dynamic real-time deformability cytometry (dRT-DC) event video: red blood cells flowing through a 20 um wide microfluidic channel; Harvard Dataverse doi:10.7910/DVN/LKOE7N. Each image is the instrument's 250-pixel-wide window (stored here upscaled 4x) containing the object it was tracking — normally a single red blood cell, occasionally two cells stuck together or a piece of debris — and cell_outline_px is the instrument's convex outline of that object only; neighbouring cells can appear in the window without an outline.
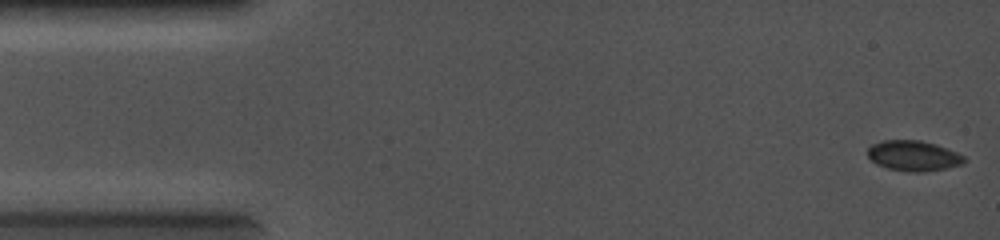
{"species": "common noctule bat (a hibernating species)", "species_latin": "Nyctalus noctula", "temperature_condition": "cold", "stored_images_in_passage": 66, "camera_frame_rate_fps": 5000, "um_per_image_px": 0.085, "animal": {"sex": "female", "body_mass_g": 19.0, "forearm_length_mm": 56.7}, "frame": {"image": 1, "passage_image": 1, "time_ms": 0.0, "image_size_px": [1000, 240], "cell_outline_px": [[968, 160], [964, 164], [924, 172], [908, 172], [888, 168], [876, 164], [868, 156], [868, 148], [872, 144], [884, 140], [920, 140], [936, 144], [956, 152], [964, 156]], "centroid_in_image_um": [77.66, 13.24], "position_along_channel_um": 7.3, "area_um2": 17.11}}
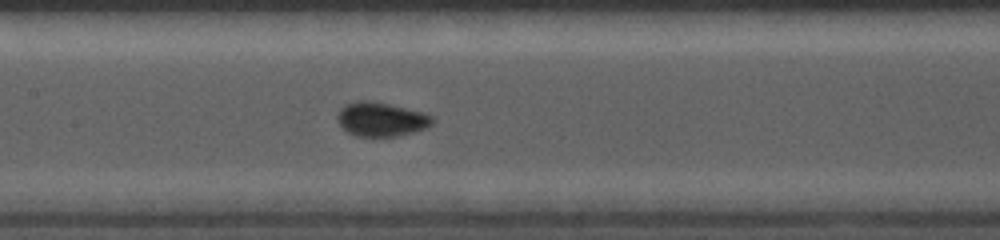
{"frame": {"image": 2, "passage_image": 31, "time_ms": 6.0, "image_size_px": [1000, 240], "cell_outline_px": [[436, 120], [428, 128], [400, 136], [356, 136], [348, 132], [336, 120], [336, 116], [340, 108], [344, 104], [356, 100], [372, 100], [420, 112], [432, 116]], "centroid_in_image_um": [32.38, 10.13], "position_along_channel_um": 175.0, "area_um2": 19.02}}
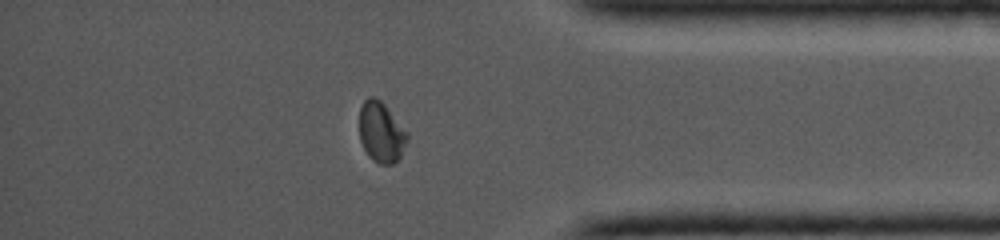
{"frame": {"image": 3, "passage_image": 56, "time_ms": 11.0, "image_size_px": [1000, 240], "cell_outline_px": [[408, 140], [400, 156], [392, 164], [380, 164], [372, 160], [368, 156], [360, 140], [360, 108], [364, 100], [368, 96], [376, 96], [384, 104], [408, 132]], "centroid_in_image_um": [32.4, 11.23], "position_along_channel_um": 402.8, "area_um2": 16.88}}